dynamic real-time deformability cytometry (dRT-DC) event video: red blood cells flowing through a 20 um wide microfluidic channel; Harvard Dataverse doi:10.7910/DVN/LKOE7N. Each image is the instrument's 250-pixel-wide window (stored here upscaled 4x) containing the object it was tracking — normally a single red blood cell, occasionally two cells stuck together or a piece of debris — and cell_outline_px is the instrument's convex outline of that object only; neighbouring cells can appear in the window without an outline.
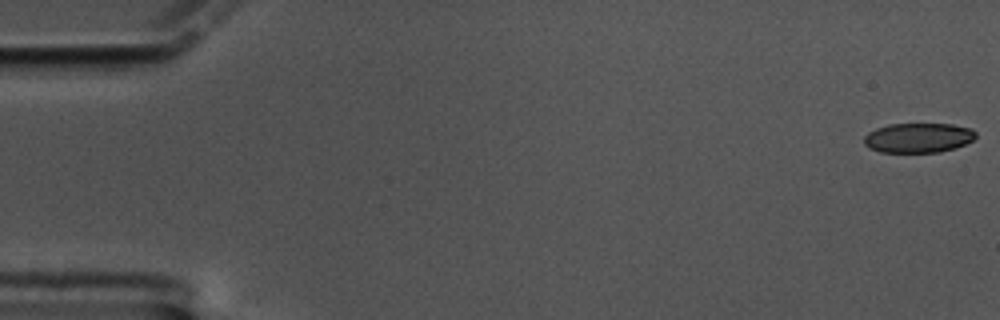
{"species": "common noctule bat (a hibernating species)", "species_latin": "Nyctalus noctula", "temperature_condition": "cold", "stored_images_in_passage": 60, "camera_frame_rate_fps": 3000, "um_per_image_px": 0.085, "animal": {"sex": "male", "body_mass_g": 17.5, "forearm_length_mm": 52.3}, "frame": {"image": 1, "passage_image": 1, "time_ms": 0.0, "image_size_px": [1000, 320], "cell_outline_px": [[976, 136], [972, 140], [956, 148], [940, 152], [880, 152], [868, 148], [864, 144], [864, 136], [868, 132], [876, 128], [888, 124], [952, 124], [972, 128], [976, 132]], "centroid_in_image_um": [78.04, 11.71], "position_along_channel_um": 7.0, "area_um2": 19.48}}
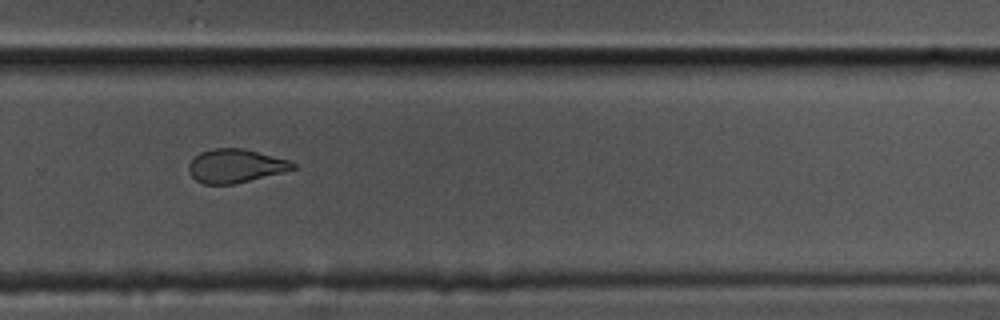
{"frame": {"image": 2, "passage_image": 41, "time_ms": 13.333, "image_size_px": [1000, 320], "cell_outline_px": [[296, 168], [236, 184], [204, 184], [196, 180], [188, 172], [188, 164], [200, 152], [212, 148], [244, 148], [288, 160], [296, 164]], "centroid_in_image_um": [19.98, 14.1], "position_along_channel_um": 309.8, "area_um2": 20.29}}
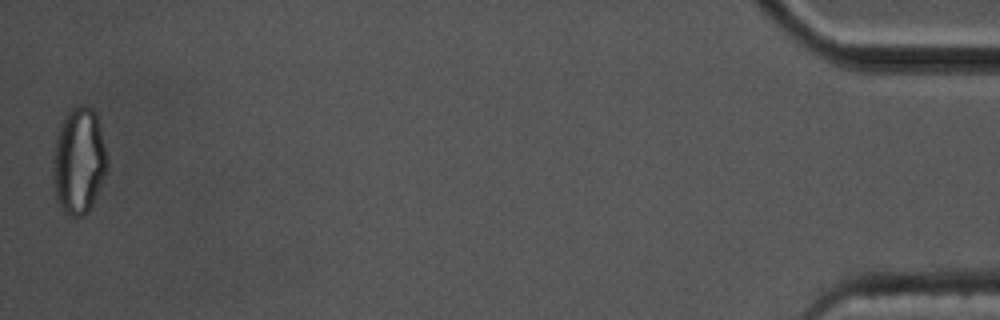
{"frame": {"image": 3, "passage_image": 60, "time_ms": 19.667, "image_size_px": [1000, 320], "cell_outline_px": [[108, 168], [92, 204], [88, 212], [84, 216], [72, 216], [64, 212], [60, 208], [56, 200], [52, 172], [52, 160], [56, 140], [60, 124], [68, 112], [72, 108], [80, 104], [84, 104], [92, 108], [96, 112], [108, 160]], "centroid_in_image_um": [6.69, 13.68], "position_along_channel_um": 428.5, "area_um2": 33.76}, "authors_computed_cell_mechanics": {"area_um2": 21.4438, "velocity_mm_per_s": 3.3433, "shape_relaxation_time_tau1_ms": null, "shape_relaxation_time_tau2_ms": 2.4838, "deformation_change_tau1": null, "deformation_change_tau2": 0.09}}